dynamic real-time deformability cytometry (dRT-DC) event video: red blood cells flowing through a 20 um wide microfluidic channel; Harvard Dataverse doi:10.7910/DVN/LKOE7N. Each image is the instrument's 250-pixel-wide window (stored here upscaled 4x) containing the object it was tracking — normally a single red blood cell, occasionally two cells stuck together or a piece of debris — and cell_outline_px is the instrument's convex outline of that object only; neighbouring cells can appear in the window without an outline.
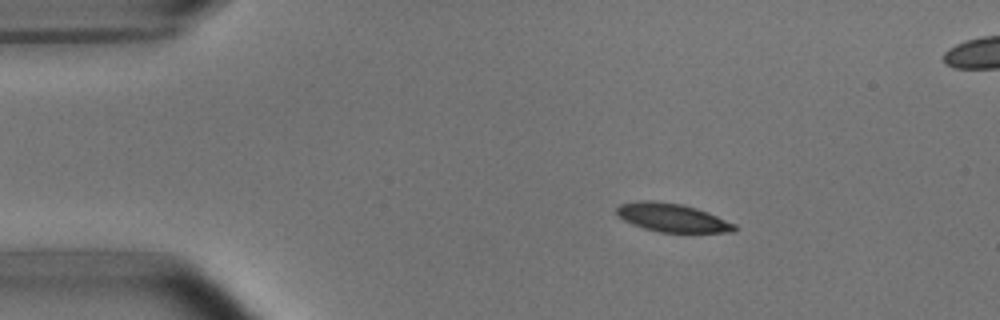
{"species": "common noctule bat (a hibernating species)", "species_latin": "Nyctalus noctula", "temperature_condition": "room temperature", "stored_images_in_passage": 51, "camera_frame_rate_fps": 3000, "um_per_image_px": 0.085, "animal": {"sex": "male", "body_mass_g": 15.6}, "frame": {"image": 1, "passage_image": 8, "time_ms": 2.333, "image_size_px": [1000, 320], "cell_outline_px": [[736, 232], [660, 232], [644, 228], [632, 224], [624, 220], [616, 212], [616, 208], [620, 204], [640, 200], [652, 200], [680, 204], [696, 208], [708, 212], [736, 224]], "centroid_in_image_um": [57.14, 18.5], "position_along_channel_um": 27.9, "area_um2": 19.42}}
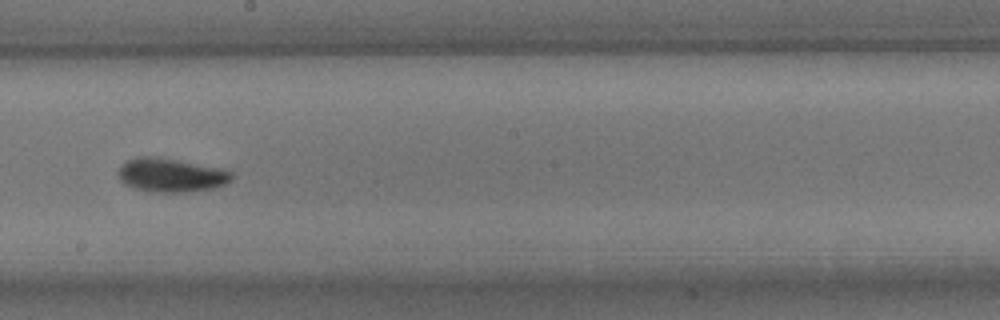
{"frame": {"image": 2, "passage_image": 29, "time_ms": 9.333, "image_size_px": [1000, 320], "cell_outline_px": [[232, 180], [216, 188], [188, 192], [156, 192], [136, 188], [124, 184], [120, 180], [116, 172], [120, 164], [136, 156], [156, 156], [224, 168], [232, 172]], "centroid_in_image_um": [14.53, 14.87], "position_along_channel_um": 233.7, "area_um2": 22.72}}
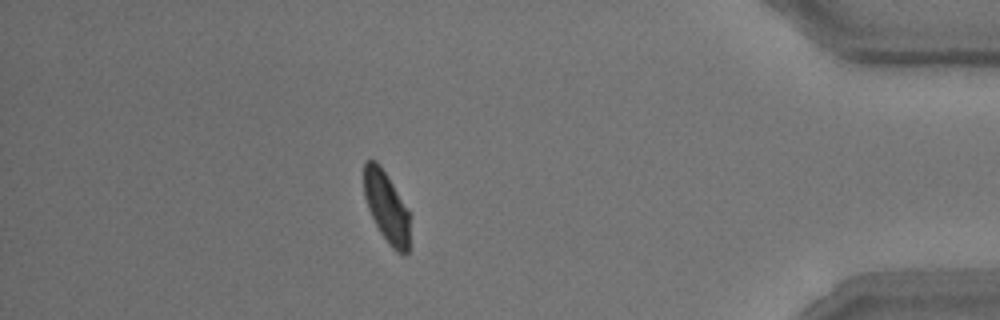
{"frame": {"image": 3, "passage_image": 46, "time_ms": 15.0, "image_size_px": [1000, 320], "cell_outline_px": [[408, 252], [404, 256], [396, 252], [388, 244], [380, 232], [368, 208], [364, 196], [364, 164], [368, 160], [376, 160], [408, 208]], "centroid_in_image_um": [32.84, 17.62], "position_along_channel_um": 402.4, "area_um2": 18.55}, "authors_computed_cell_mechanics": {"area_um2": 20.3456, "velocity_mm_per_s": 3.7336, "shape_relaxation_time_tau1_ms": 2.609, "shape_relaxation_time_tau2_ms": 3.2196, "deformation_change_tau1": 0.1306, "deformation_change_tau2": 0.0769}}